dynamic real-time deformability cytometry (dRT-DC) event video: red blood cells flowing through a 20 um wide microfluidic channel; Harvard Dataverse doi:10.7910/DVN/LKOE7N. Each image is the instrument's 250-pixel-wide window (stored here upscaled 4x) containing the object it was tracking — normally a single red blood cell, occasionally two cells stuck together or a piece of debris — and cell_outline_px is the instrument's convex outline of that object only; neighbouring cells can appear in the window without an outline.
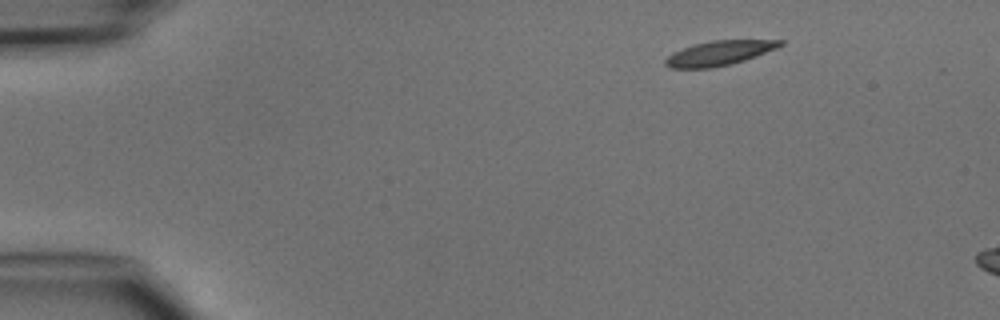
{"species": "common noctule bat (a hibernating species)", "species_latin": "Nyctalus noctula", "temperature_condition": "cold", "stored_images_in_passage": 3, "segment_of_instrument_passage": [1, 2], "camera_frame_rate_fps": 3000, "um_per_image_px": 0.085, "animal": {"sex": "male", "body_mass_g": 15.6}, "frame": {"image": 1, "passage_image": 1, "time_ms": 0.0, "image_size_px": [1000, 320], "cell_outline_px": [[784, 44], [776, 48], [756, 56], [732, 64], [712, 68], [668, 68], [664, 64], [664, 60], [672, 52], [696, 44], [712, 40], [784, 40]], "centroid_in_image_um": [61.11, 4.52], "position_along_channel_um": 23.9, "area_um2": 16.42}}